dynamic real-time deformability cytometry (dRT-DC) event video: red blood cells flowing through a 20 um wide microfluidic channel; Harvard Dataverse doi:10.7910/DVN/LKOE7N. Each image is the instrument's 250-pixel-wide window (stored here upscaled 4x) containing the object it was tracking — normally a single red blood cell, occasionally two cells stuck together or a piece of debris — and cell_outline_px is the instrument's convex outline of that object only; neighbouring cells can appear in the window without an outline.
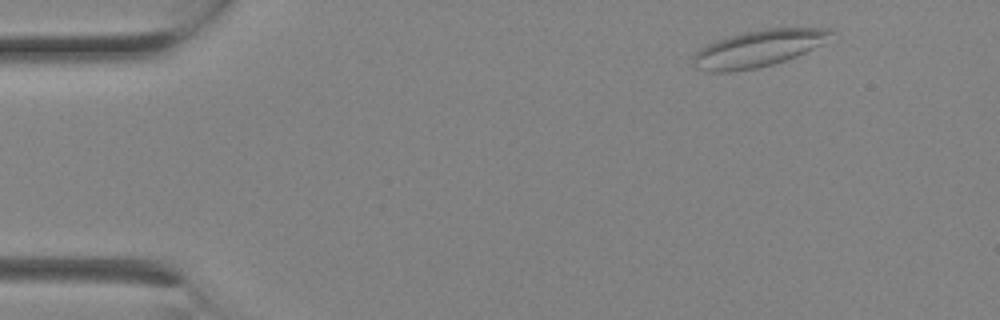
{"species": "Egyptian fruit bat (a non-hibernating species)", "species_latin": "Rousettus aegyptiacus", "temperature_condition": "room temperature", "stored_images_in_passage": 3, "camera_frame_rate_fps": 3000, "um_per_image_px": 0.085, "animal": {"sex": "female"}, "frame": {"image": 1, "passage_image": 1, "time_ms": 0.0, "image_size_px": [1000, 320], "cell_outline_px": [[836, 40], [796, 56], [772, 64], [756, 68], [732, 72], [712, 72], [696, 68], [692, 64], [692, 56], [700, 48], [708, 44], [728, 36], [744, 32], [764, 28], [836, 28]], "centroid_in_image_um": [64.58, 4.1], "position_along_channel_um": 20.4, "area_um2": 30.17}}